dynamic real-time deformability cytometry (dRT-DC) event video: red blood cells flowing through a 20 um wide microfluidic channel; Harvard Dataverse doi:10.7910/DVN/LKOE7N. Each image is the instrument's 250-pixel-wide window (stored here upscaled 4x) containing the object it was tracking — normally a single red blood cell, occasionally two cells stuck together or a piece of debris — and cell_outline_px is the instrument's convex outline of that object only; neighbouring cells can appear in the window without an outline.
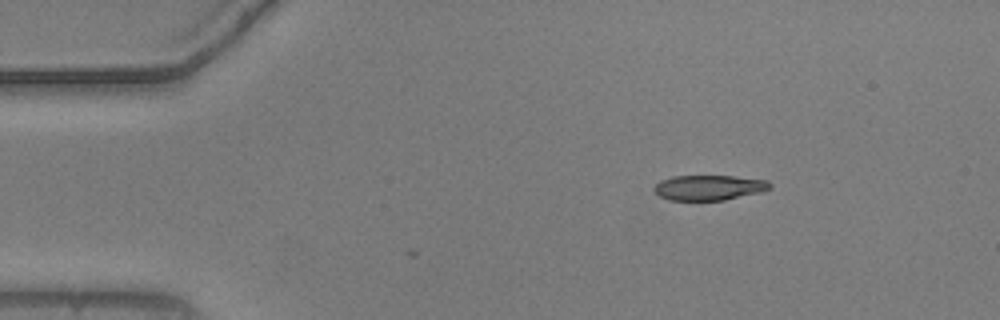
{"species": "common noctule bat (a hibernating species)", "species_latin": "Nyctalus noctula", "temperature_condition": "warm", "stored_images_in_passage": 3, "camera_frame_rate_fps": 3000, "um_per_image_px": 0.085, "animal": {"sex": "male", "body_mass_g": 20.5, "forearm_length_mm": 52.5}, "frame": {"image": 1, "passage_image": 1, "time_ms": 0.0, "image_size_px": [1000, 320], "cell_outline_px": [[772, 188], [760, 192], [724, 200], [668, 200], [660, 196], [652, 188], [660, 180], [672, 176], [732, 176], [768, 180], [772, 184]], "centroid_in_image_um": [60.26, 15.94], "position_along_channel_um": 24.7, "area_um2": 16.99}}